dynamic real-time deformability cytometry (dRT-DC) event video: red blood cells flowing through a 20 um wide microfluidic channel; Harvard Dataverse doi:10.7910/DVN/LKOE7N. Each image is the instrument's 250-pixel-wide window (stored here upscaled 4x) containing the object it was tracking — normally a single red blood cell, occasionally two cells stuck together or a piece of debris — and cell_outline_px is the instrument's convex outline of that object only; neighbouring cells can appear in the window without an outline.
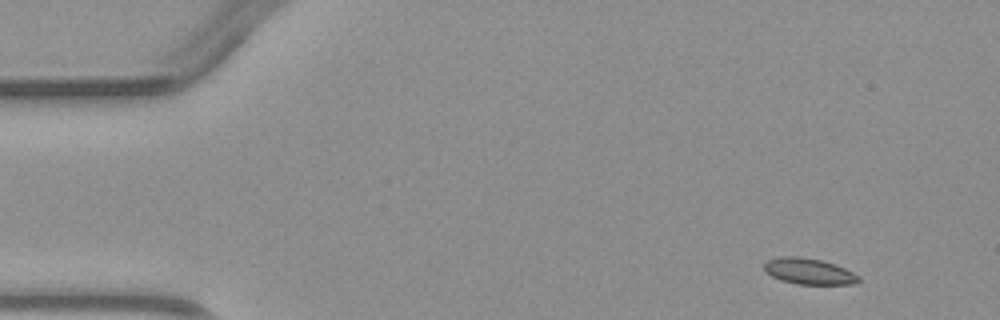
{"species": "common noctule bat (a hibernating species)", "species_latin": "Nyctalus noctula", "temperature_condition": "warm", "stored_images_in_passage": 4, "camera_frame_rate_fps": 3000, "um_per_image_px": 0.085, "animal": {"sex": "male", "body_mass_g": 23.1, "forearm_length_mm": 52.7}, "frame": {"image": 1, "passage_image": 1, "time_ms": 0.0, "image_size_px": [1000, 320], "cell_outline_px": [[860, 280], [856, 284], [796, 284], [780, 280], [764, 272], [764, 264], [768, 260], [780, 256], [800, 256], [820, 260], [836, 264], [860, 276]], "centroid_in_image_um": [68.74, 23.06], "position_along_channel_um": 16.3, "area_um2": 14.45}}
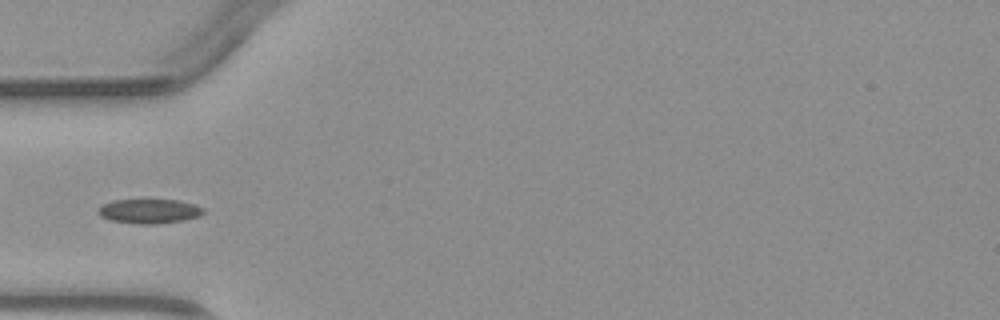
{"frame": {"image": 2, "passage_image": 4, "time_ms": 3.667, "image_size_px": [1000, 320], "cell_outline_px": [[208, 212], [200, 216], [184, 220], [156, 224], [136, 224], [108, 220], [100, 216], [96, 212], [96, 208], [112, 200], [176, 200], [192, 204], [204, 208]], "centroid_in_image_um": [12.66, 17.96], "position_along_channel_um": 72.3, "area_um2": 15.2}}